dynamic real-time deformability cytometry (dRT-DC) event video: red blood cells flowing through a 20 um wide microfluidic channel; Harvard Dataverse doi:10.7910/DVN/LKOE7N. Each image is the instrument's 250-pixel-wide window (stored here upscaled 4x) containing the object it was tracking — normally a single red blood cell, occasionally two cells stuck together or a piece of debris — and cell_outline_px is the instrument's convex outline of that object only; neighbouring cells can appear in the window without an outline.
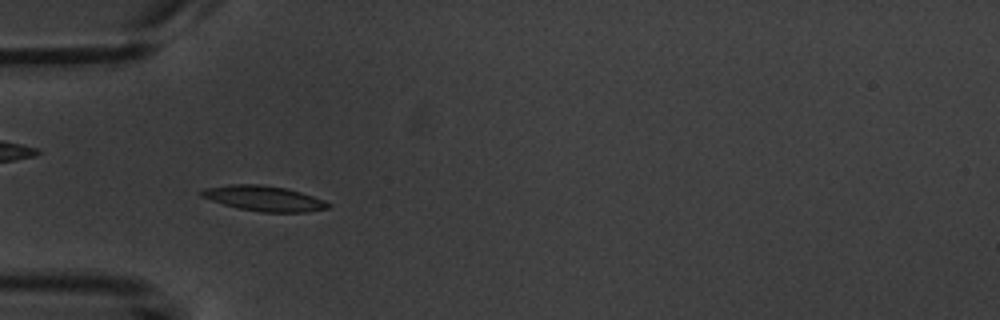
{"species": "common noctule bat (a hibernating species)", "species_latin": "Nyctalus noctula", "temperature_condition": "warm", "stored_images_in_passage": 11, "camera_frame_rate_fps": 3000, "um_per_image_px": 0.085, "animal": {"sex": "male", "body_mass_g": 20.1, "forearm_length_mm": 53.5}, "frame": {"image": 1, "passage_image": 7, "time_ms": 7.667, "image_size_px": [1000, 320], "cell_outline_px": [[332, 204], [328, 208], [308, 212], [260, 212], [236, 208], [200, 196], [196, 192], [204, 188], [232, 184], [260, 184], [288, 188], [324, 200]], "centroid_in_image_um": [22.41, 16.86], "position_along_channel_um": 62.6, "area_um2": 18.79}}
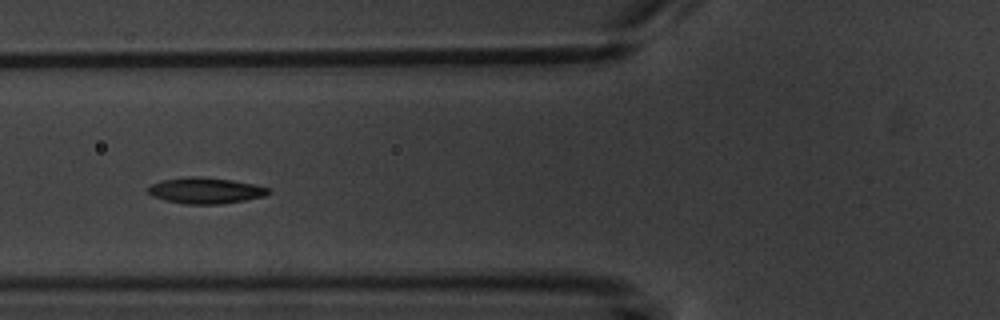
{"frame": {"image": 2, "passage_image": 8, "time_ms": 9.0, "image_size_px": [1000, 320], "cell_outline_px": [[272, 192], [264, 196], [244, 200], [220, 204], [184, 204], [164, 200], [152, 196], [148, 192], [148, 188], [152, 184], [160, 180], [192, 176], [200, 176], [232, 180], [256, 184], [272, 188]], "centroid_in_image_um": [17.5, 16.19], "position_along_channel_um": 108.3, "area_um2": 18.44}}
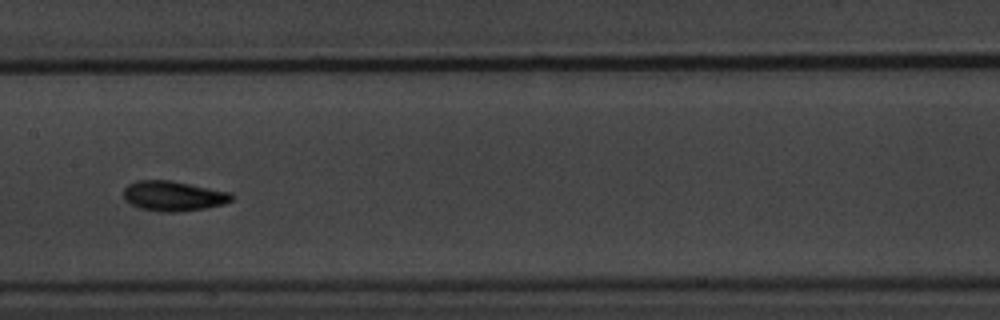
{"frame": {"image": 3, "passage_image": 10, "time_ms": 11.333, "image_size_px": [1000, 320], "cell_outline_px": [[232, 200], [224, 204], [204, 208], [180, 212], [160, 212], [140, 208], [124, 200], [124, 188], [128, 184], [136, 180], [172, 180], [232, 192]], "centroid_in_image_um": [14.74, 16.65], "position_along_channel_um": 192.7, "area_um2": 19.07}}